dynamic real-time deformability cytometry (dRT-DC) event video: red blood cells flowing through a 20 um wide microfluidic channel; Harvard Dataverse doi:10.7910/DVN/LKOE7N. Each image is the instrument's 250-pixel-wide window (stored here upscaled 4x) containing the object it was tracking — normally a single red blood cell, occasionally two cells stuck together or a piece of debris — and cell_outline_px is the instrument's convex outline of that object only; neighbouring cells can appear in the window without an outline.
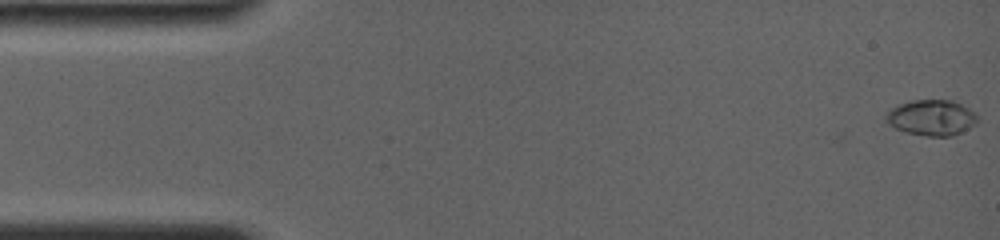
{"species": "common noctule bat (a hibernating species)", "species_latin": "Nyctalus noctula", "temperature_condition": "room temperature", "stored_images_in_passage": 66, "camera_frame_rate_fps": 4000, "um_per_image_px": 0.085, "animal": {"sex": "female", "body_mass_g": 19.0, "forearm_length_mm": 56.7}, "frame": {"image": 1, "passage_image": 1, "time_ms": 0.0, "image_size_px": [1000, 240], "cell_outline_px": [[976, 124], [952, 136], [924, 136], [904, 132], [888, 124], [884, 120], [884, 116], [892, 108], [900, 104], [912, 100], [952, 100], [976, 112]], "centroid_in_image_um": [79.15, 10.0], "position_along_channel_um": 5.8, "area_um2": 19.02}}
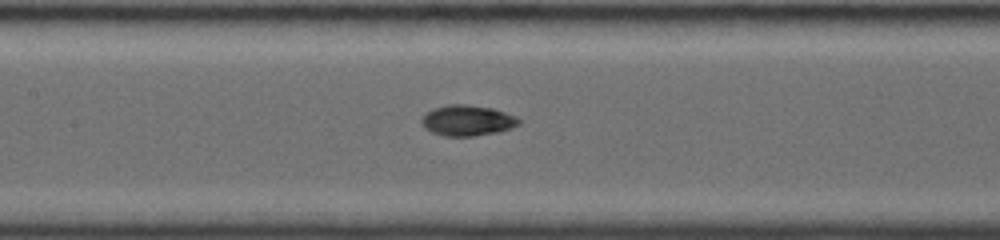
{"frame": {"image": 2, "passage_image": 31, "time_ms": 7.5, "image_size_px": [1000, 240], "cell_outline_px": [[520, 124], [512, 128], [500, 132], [472, 136], [444, 136], [432, 132], [424, 128], [420, 120], [432, 108], [448, 104], [468, 104], [492, 108], [516, 116], [520, 120]], "centroid_in_image_um": [39.73, 10.24], "position_along_channel_um": 167.7, "area_um2": 17.51}}
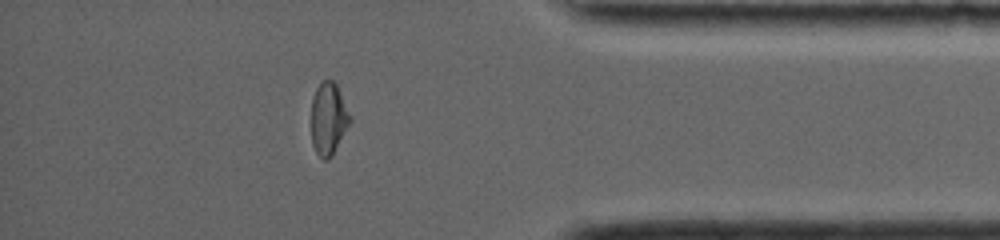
{"frame": {"image": 3, "passage_image": 57, "time_ms": 14.0, "image_size_px": [1000, 240], "cell_outline_px": [[352, 120], [332, 156], [328, 160], [324, 160], [316, 152], [312, 144], [312, 96], [316, 88], [324, 80], [332, 80], [336, 84], [352, 116]], "centroid_in_image_um": [27.94, 10.1], "position_along_channel_um": 407.3, "area_um2": 16.36}, "authors_computed_cell_mechanics": {"area_um2": 16.8776, "velocity_mm_per_s": 3.8952, "shape_relaxation_time_tau1_ms": 5.7289, "shape_relaxation_time_tau2_ms": null, "deformation_change_tau1": 0.2487, "deformation_change_tau2": null}}